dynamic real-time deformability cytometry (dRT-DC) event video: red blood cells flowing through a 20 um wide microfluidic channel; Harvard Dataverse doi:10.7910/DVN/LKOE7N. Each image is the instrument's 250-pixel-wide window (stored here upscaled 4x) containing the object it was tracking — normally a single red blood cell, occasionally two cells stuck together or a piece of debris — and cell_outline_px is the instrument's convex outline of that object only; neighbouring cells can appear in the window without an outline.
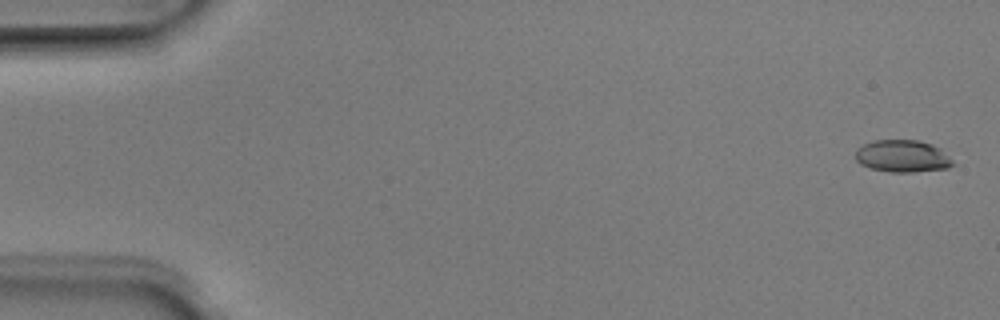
{"species": "Egyptian fruit bat (a non-hibernating species)", "species_latin": "Rousettus aegyptiacus", "temperature_condition": "room temperature", "stored_images_in_passage": 5, "camera_frame_rate_fps": 3000, "um_per_image_px": 0.085, "animal": {"sex": "male"}, "frame": {"image": 1, "passage_image": 1, "time_ms": 0.0, "image_size_px": [1000, 320], "cell_outline_px": [[956, 164], [948, 168], [912, 172], [888, 172], [868, 168], [860, 164], [856, 160], [856, 148], [872, 140], [920, 140], [932, 144], [940, 148]], "centroid_in_image_um": [76.7, 13.27], "position_along_channel_um": 8.3, "area_um2": 18.5}}